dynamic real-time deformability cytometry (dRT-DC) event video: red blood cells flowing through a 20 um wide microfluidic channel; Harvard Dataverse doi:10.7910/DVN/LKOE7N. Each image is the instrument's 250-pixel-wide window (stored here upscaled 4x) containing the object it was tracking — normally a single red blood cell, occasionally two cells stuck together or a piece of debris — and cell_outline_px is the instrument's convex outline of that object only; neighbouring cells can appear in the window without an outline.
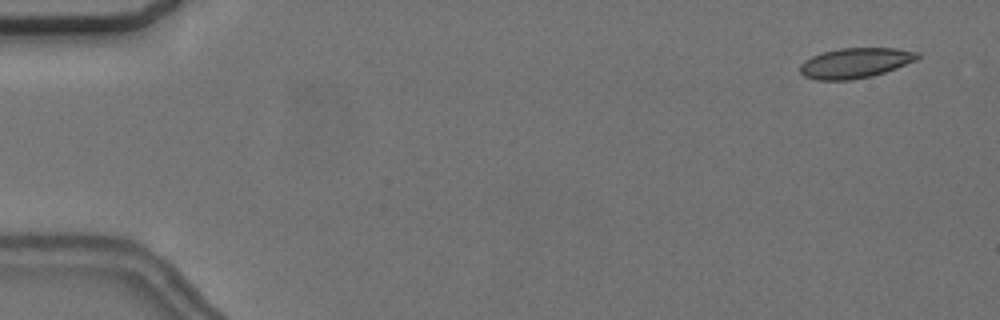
{"species": "common noctule bat (a hibernating species)", "species_latin": "Nyctalus noctula", "temperature_condition": "cold", "stored_images_in_passage": 5, "camera_frame_rate_fps": 3000, "um_per_image_px": 0.085, "animal": {"sex": "female", "body_mass_g": 24.6, "forearm_length_mm": 56.2}, "frame": {"image": 1, "passage_image": 1, "time_ms": 0.0, "image_size_px": [1000, 320], "cell_outline_px": [[920, 56], [916, 60], [896, 68], [872, 76], [852, 80], [816, 80], [804, 76], [800, 72], [800, 64], [804, 60], [812, 56], [824, 52], [840, 48], [896, 48], [920, 52]], "centroid_in_image_um": [72.69, 5.35], "position_along_channel_um": 12.3, "area_um2": 20.69}}